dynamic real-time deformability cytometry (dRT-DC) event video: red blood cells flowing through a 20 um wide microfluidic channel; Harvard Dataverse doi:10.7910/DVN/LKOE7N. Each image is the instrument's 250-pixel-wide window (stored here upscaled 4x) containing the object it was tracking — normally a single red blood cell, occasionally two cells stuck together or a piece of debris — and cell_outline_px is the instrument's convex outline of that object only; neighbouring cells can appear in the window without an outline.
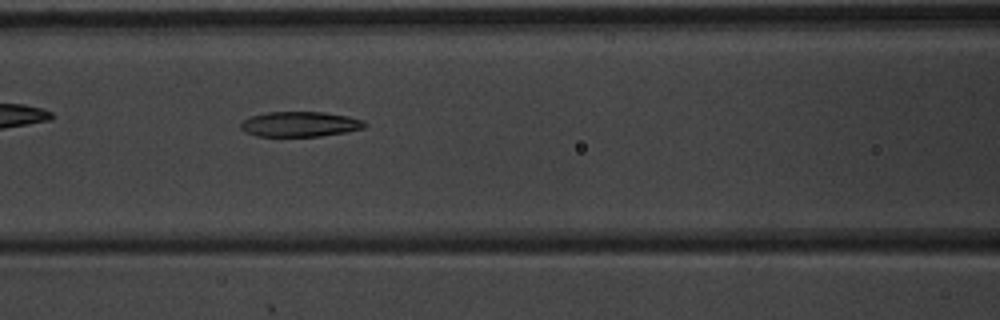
{"species": "common noctule bat (a hibernating species)", "species_latin": "Nyctalus noctula", "temperature_condition": "warm", "stored_images_in_passage": 8, "segment_of_instrument_passage": [1, 2], "camera_frame_rate_fps": 3000, "um_per_image_px": 0.085, "animal": {"sex": "male", "body_mass_g": 20.1, "forearm_length_mm": 53.5}, "frame": {"image": 1, "passage_image": 7, "time_ms": 2.0, "image_size_px": [1000, 320], "cell_outline_px": [[368, 124], [364, 128], [344, 132], [320, 136], [256, 136], [240, 128], [240, 124], [244, 120], [252, 116], [268, 112], [324, 112], [348, 116], [364, 120]], "centroid_in_image_um": [25.53, 10.55], "position_along_channel_um": 141.1, "area_um2": 18.03}}